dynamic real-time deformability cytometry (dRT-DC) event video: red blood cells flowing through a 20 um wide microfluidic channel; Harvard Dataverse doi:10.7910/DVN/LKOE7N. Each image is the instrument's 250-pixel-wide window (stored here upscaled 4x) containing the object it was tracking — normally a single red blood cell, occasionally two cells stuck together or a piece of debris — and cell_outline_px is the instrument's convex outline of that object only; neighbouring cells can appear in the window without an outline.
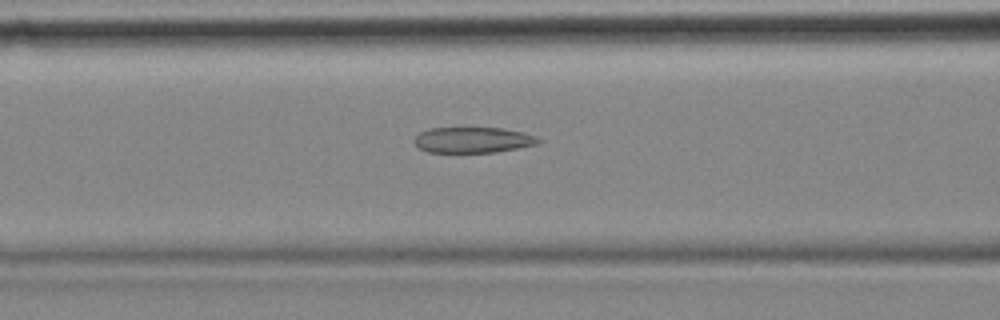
{"species": "common noctule bat (a hibernating species)", "species_latin": "Nyctalus noctula", "temperature_condition": "cold", "stored_images_in_passage": 6, "segment_of_instrument_passage": [2, 2], "camera_frame_rate_fps": 3000, "um_per_image_px": 0.085, "animal": {"sex": "female", "body_mass_g": 18.4}, "frame": {"image": 1, "passage_image": 6, "time_ms": 1.667, "image_size_px": [1000, 320], "cell_outline_px": [[544, 140], [540, 144], [496, 152], [428, 152], [420, 148], [412, 140], [420, 132], [428, 128], [500, 128], [524, 132], [536, 136]], "centroid_in_image_um": [40.25, 11.89], "position_along_channel_um": 126.4, "area_um2": 18.73}}